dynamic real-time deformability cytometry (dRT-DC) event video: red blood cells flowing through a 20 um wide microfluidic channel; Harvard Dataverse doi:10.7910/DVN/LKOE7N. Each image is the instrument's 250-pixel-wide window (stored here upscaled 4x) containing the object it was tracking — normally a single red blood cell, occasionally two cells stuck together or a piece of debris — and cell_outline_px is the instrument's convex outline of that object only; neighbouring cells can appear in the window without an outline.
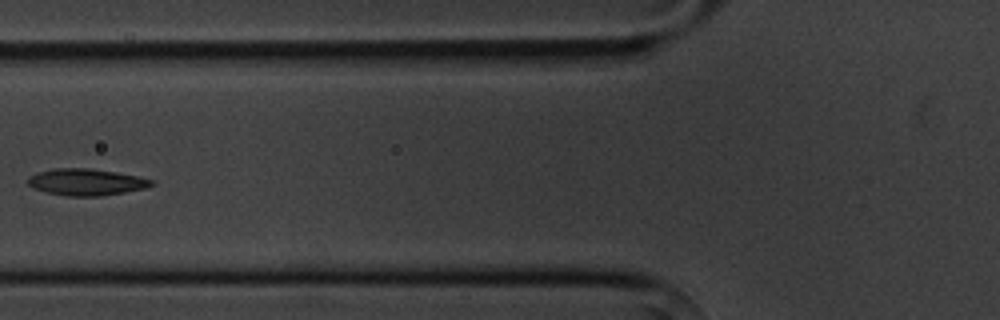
{"species": "common noctule bat (a hibernating species)", "species_latin": "Nyctalus noctula", "temperature_condition": "cold", "stored_images_in_passage": 5, "camera_frame_rate_fps": 3000, "um_per_image_px": 0.085, "animal": {"sex": "male", "body_mass_g": 20.1, "forearm_length_mm": 53.5}, "frame": {"image": 1, "passage_image": 5, "time_ms": 4.667, "image_size_px": [1000, 320], "cell_outline_px": [[156, 184], [144, 188], [124, 192], [100, 196], [64, 196], [44, 192], [32, 188], [28, 184], [28, 176], [40, 172], [56, 168], [88, 168], [116, 172], [156, 180]], "centroid_in_image_um": [7.33, 15.48], "position_along_channel_um": 118.5, "area_um2": 19.25}}